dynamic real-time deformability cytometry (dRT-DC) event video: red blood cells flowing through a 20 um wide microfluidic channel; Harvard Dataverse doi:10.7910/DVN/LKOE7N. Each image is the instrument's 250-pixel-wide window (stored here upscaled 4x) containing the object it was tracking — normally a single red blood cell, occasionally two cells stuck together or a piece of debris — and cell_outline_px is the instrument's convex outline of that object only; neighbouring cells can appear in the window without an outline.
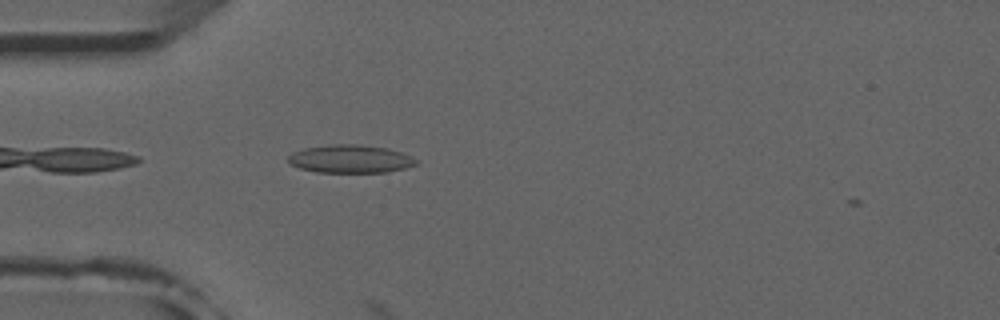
{"species": "common noctule bat (a hibernating species)", "species_latin": "Nyctalus noctula", "temperature_condition": "room temperature", "stored_images_in_passage": 3, "camera_frame_rate_fps": 3000, "um_per_image_px": 0.085, "animal": {"sex": "male", "forearm_length_mm": 52.5}, "frame": {"image": 1, "passage_image": 2, "time_ms": 0.333, "image_size_px": [1000, 320], "cell_outline_px": [[420, 160], [416, 164], [404, 168], [388, 172], [316, 172], [300, 168], [288, 164], [288, 156], [292, 152], [304, 148], [332, 144], [356, 144], [388, 148], [400, 152]], "centroid_in_image_um": [29.76, 13.51], "position_along_channel_um": 55.2, "area_um2": 20.98}}